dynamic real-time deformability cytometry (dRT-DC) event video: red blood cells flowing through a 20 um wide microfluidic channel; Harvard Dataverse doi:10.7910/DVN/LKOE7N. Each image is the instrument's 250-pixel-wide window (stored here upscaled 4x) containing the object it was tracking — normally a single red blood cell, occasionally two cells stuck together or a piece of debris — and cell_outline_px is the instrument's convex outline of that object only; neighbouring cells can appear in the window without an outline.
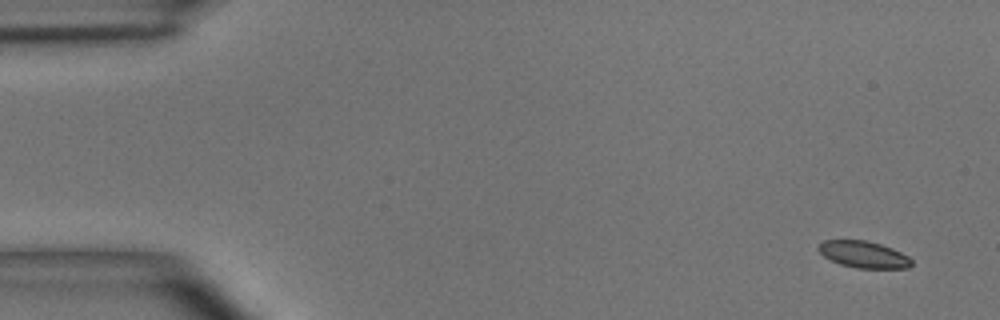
{"species": "common noctule bat (a hibernating species)", "species_latin": "Nyctalus noctula", "temperature_condition": "room temperature", "stored_images_in_passage": 2, "camera_frame_rate_fps": 3000, "um_per_image_px": 0.085, "animal": {"sex": "male", "body_mass_g": 15.6}, "frame": {"image": 1, "passage_image": 2, "time_ms": 1.333, "image_size_px": [1000, 320], "cell_outline_px": [[912, 264], [908, 268], [856, 268], [840, 264], [824, 256], [816, 248], [824, 240], [864, 240], [880, 244], [892, 248], [908, 256], [912, 260]], "centroid_in_image_um": [73.41, 21.63], "position_along_channel_um": 11.6, "area_um2": 14.39}}